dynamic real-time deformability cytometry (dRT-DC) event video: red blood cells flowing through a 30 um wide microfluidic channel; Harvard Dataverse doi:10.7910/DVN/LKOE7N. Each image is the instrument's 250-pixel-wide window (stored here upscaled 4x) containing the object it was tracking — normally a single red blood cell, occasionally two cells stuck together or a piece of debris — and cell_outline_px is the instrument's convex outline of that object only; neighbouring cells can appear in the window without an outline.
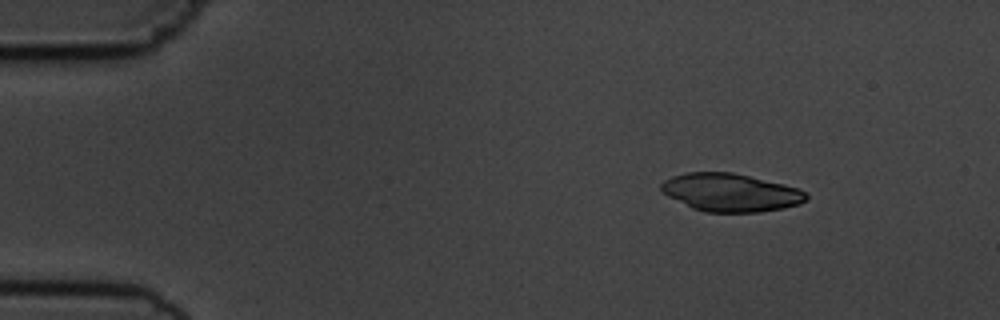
{"species": "common noctule bat (a hibernating species)", "species_latin": "Nyctalus noctula", "temperature_condition": "cold", "stored_images_in_passage": 6, "camera_frame_rate_fps": 3000, "um_per_image_px": 0.085, "animal": {"sex": "male", "body_mass_g": 19.5, "forearm_length_mm": 54.6}, "frame": {"image": 1, "passage_image": 1, "time_ms": 0.0, "image_size_px": [1000, 320], "cell_outline_px": [[808, 196], [800, 204], [784, 208], [760, 212], [704, 212], [692, 208], [668, 196], [660, 188], [660, 184], [664, 180], [672, 176], [688, 172], [732, 172], [784, 184], [800, 188]], "centroid_in_image_um": [62.1, 16.36], "position_along_channel_um": 22.9, "area_um2": 32.08}}